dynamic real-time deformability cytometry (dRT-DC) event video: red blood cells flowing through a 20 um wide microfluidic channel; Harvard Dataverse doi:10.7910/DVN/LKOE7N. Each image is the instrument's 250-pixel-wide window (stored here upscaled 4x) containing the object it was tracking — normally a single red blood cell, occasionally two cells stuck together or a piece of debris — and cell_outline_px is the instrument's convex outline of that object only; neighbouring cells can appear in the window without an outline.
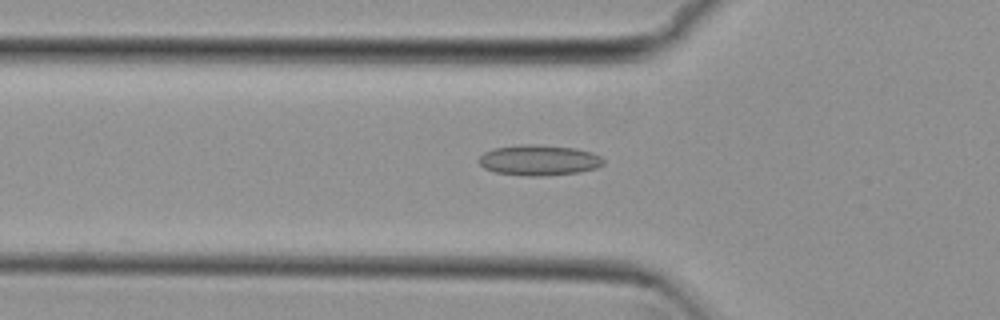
{"species": "common noctule bat (a hibernating species)", "species_latin": "Nyctalus noctula", "temperature_condition": "cold", "stored_images_in_passage": 26, "camera_frame_rate_fps": 3000, "um_per_image_px": 0.085, "animal": {"sex": "female", "body_mass_g": 29.2, "forearm_length_mm": 56.3}, "frame": {"image": 1, "passage_image": 17, "time_ms": 5.333, "image_size_px": [1000, 320], "cell_outline_px": [[604, 164], [596, 168], [580, 172], [544, 176], [528, 176], [496, 172], [484, 168], [476, 160], [484, 152], [492, 148], [524, 144], [536, 144], [576, 148], [592, 152], [600, 156], [604, 160]], "centroid_in_image_um": [45.81, 13.61], "position_along_channel_um": 80.0, "area_um2": 22.37}}
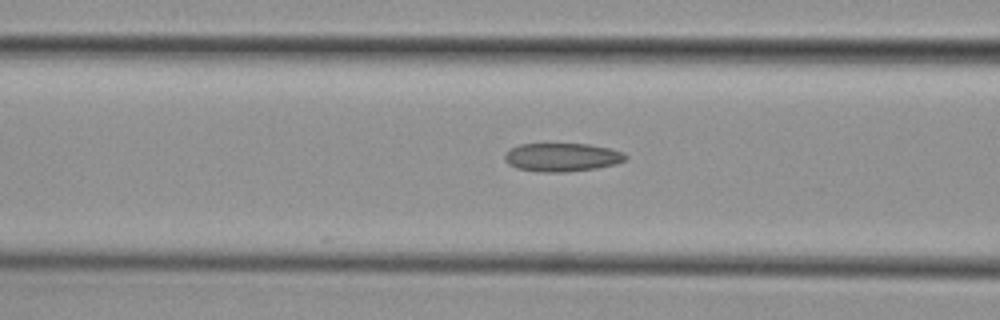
{"frame": {"image": 2, "passage_image": 20, "time_ms": 6.333, "image_size_px": [1000, 320], "cell_outline_px": [[628, 156], [624, 160], [616, 164], [596, 168], [564, 172], [540, 172], [516, 168], [508, 164], [504, 160], [504, 156], [512, 148], [520, 144], [588, 144], [608, 148], [624, 152]], "centroid_in_image_um": [47.77, 13.37], "position_along_channel_um": 118.8, "area_um2": 19.94}}
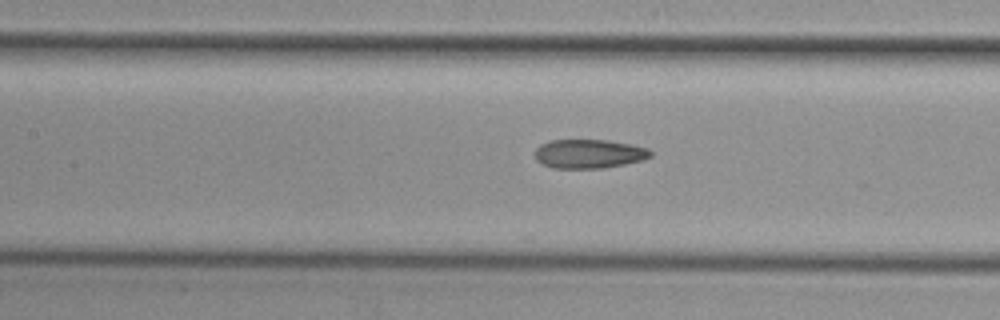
{"frame": {"image": 3, "passage_image": 23, "time_ms": 7.333, "image_size_px": [1000, 320], "cell_outline_px": [[652, 156], [640, 160], [624, 164], [604, 168], [552, 168], [536, 160], [536, 148], [540, 144], [548, 140], [608, 140], [632, 144], [648, 148], [652, 152]], "centroid_in_image_um": [50.06, 13.06], "position_along_channel_um": 157.3, "area_um2": 19.54}}